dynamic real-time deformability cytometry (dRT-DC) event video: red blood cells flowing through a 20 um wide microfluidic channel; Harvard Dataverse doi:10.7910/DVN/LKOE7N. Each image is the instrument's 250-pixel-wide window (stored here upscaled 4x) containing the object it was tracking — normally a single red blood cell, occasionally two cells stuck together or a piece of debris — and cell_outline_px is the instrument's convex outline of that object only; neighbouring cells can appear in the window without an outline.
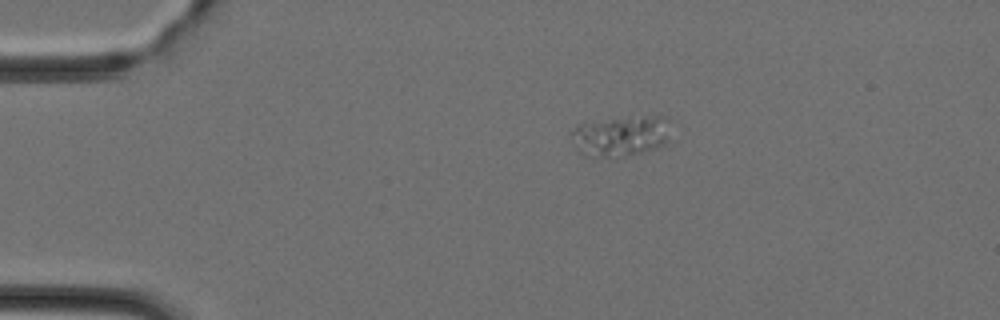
{"species": "Egyptian fruit bat (a non-hibernating species)", "species_latin": "Rousettus aegyptiacus", "temperature_condition": "cold", "stored_images_in_passage": 38, "camera_frame_rate_fps": 3000, "um_per_image_px": 0.085, "animal": {"sex": "female"}, "frame": {"image": 1, "passage_image": 1, "time_ms": 0.0, "image_size_px": [1000, 320], "cell_outline_px": [[664, 144], [656, 148], [612, 160], [584, 156], [576, 148], [572, 132], [580, 124], [612, 120], [652, 116], [664, 116]], "centroid_in_image_um": [52.66, 11.65], "position_along_channel_um": 32.3, "area_um2": 22.43}}
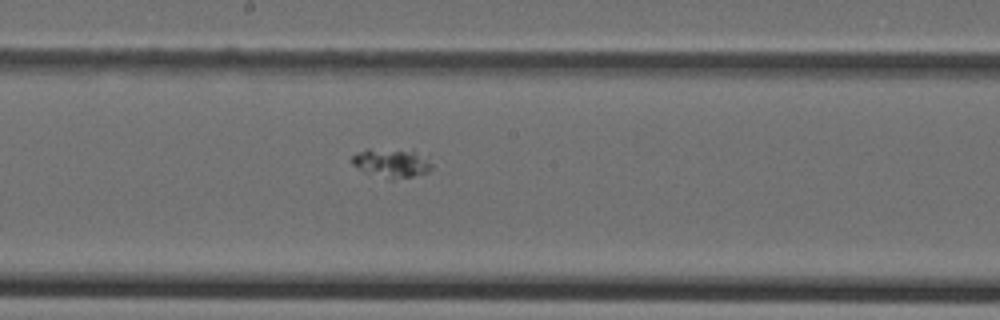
{"frame": {"image": 2, "passage_image": 17, "time_ms": 5.333, "image_size_px": [1000, 320], "cell_outline_px": [[432, 168], [428, 172], [412, 176], [392, 180], [388, 180], [364, 172], [352, 164], [352, 156], [356, 152], [368, 148], [412, 148], [432, 164]], "centroid_in_image_um": [33.25, 13.83], "position_along_channel_um": 214.9, "area_um2": 13.99}}
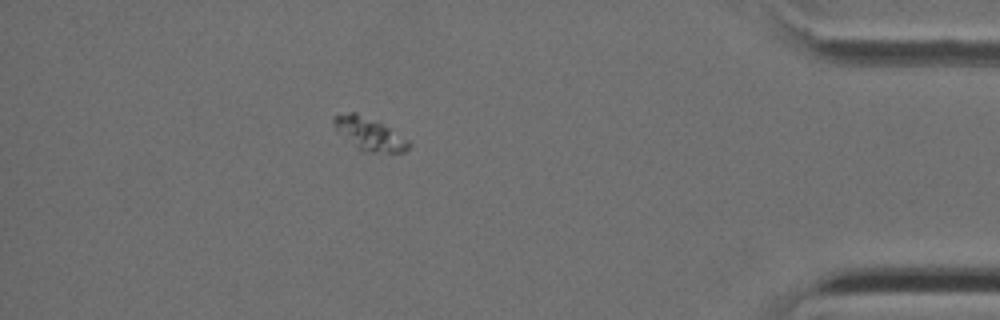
{"frame": {"image": 3, "passage_image": 33, "time_ms": 10.667, "image_size_px": [1000, 320], "cell_outline_px": [[412, 144], [404, 152], [364, 152], [356, 148], [336, 132], [332, 124], [332, 116], [348, 112], [356, 112], [388, 128], [408, 140]], "centroid_in_image_um": [31.31, 11.39], "position_along_channel_um": 403.9, "area_um2": 14.22}}